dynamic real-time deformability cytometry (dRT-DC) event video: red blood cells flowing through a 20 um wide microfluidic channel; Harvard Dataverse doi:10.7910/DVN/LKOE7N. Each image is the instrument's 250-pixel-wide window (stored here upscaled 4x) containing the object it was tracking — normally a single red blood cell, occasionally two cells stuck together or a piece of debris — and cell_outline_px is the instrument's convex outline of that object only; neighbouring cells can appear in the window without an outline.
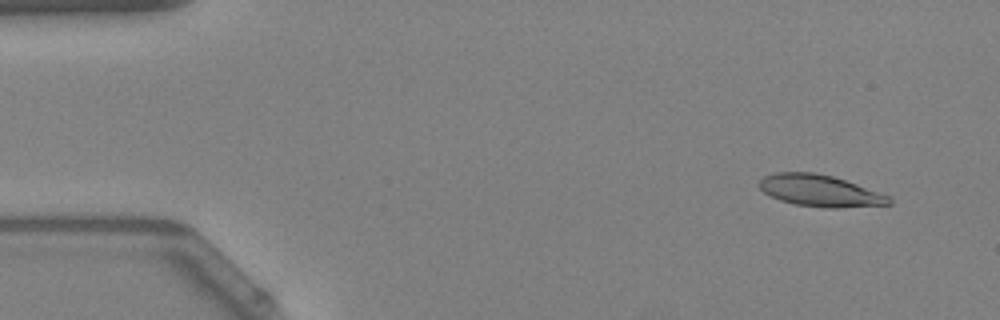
{"species": "Egyptian fruit bat (a non-hibernating species)", "species_latin": "Rousettus aegyptiacus", "temperature_condition": "warm", "stored_images_in_passage": 52, "camera_frame_rate_fps": 3000, "um_per_image_px": 0.085, "animal": {"sex": "female"}, "frame": {"image": 1, "passage_image": 4, "time_ms": 1.0, "image_size_px": [1000, 320], "cell_outline_px": [[892, 204], [840, 208], [824, 208], [796, 204], [780, 200], [764, 192], [756, 184], [764, 176], [776, 172], [816, 172], [832, 176], [856, 184], [888, 196], [892, 200]], "centroid_in_image_um": [69.66, 16.21], "position_along_channel_um": 15.3, "area_um2": 23.81}}
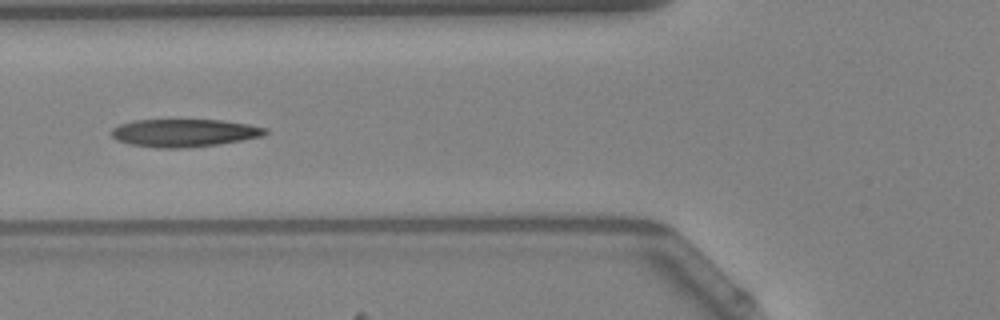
{"frame": {"image": 2, "passage_image": 20, "time_ms": 6.333, "image_size_px": [1000, 320], "cell_outline_px": [[268, 132], [260, 136], [240, 140], [216, 144], [188, 148], [160, 148], [132, 144], [116, 140], [112, 136], [112, 128], [120, 124], [132, 120], [220, 120], [248, 124], [268, 128]], "centroid_in_image_um": [15.63, 11.29], "position_along_channel_um": 110.2, "area_um2": 24.68}}
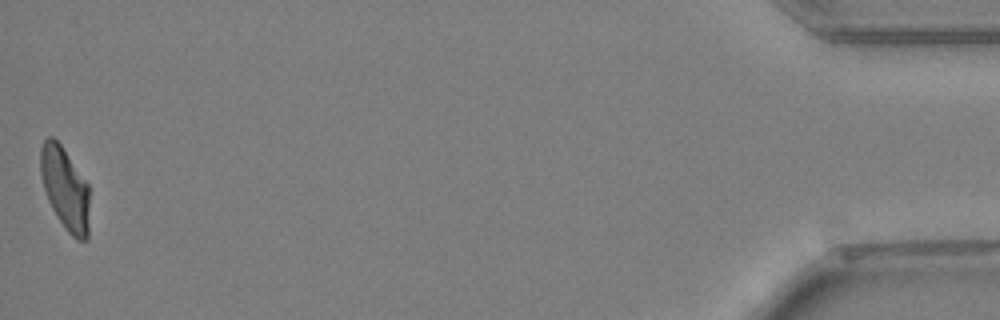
{"frame": {"image": 3, "passage_image": 52, "time_ms": 17.0, "image_size_px": [1000, 320], "cell_outline_px": [[88, 240], [76, 240], [64, 228], [52, 208], [48, 200], [44, 188], [40, 172], [40, 148], [44, 140], [48, 136], [52, 136], [60, 144], [88, 184]], "centroid_in_image_um": [5.51, 16.03], "position_along_channel_um": 429.7, "area_um2": 23.35}, "authors_computed_cell_mechanics": {"area_um2": 24.6228, "velocity_mm_per_s": 3.9072, "shape_relaxation_time_tau1_ms": 8.9283, "shape_relaxation_time_tau2_ms": 2.4871, "deformation_change_tau1": 0.2338, "deformation_change_tau2": 0.1049}}